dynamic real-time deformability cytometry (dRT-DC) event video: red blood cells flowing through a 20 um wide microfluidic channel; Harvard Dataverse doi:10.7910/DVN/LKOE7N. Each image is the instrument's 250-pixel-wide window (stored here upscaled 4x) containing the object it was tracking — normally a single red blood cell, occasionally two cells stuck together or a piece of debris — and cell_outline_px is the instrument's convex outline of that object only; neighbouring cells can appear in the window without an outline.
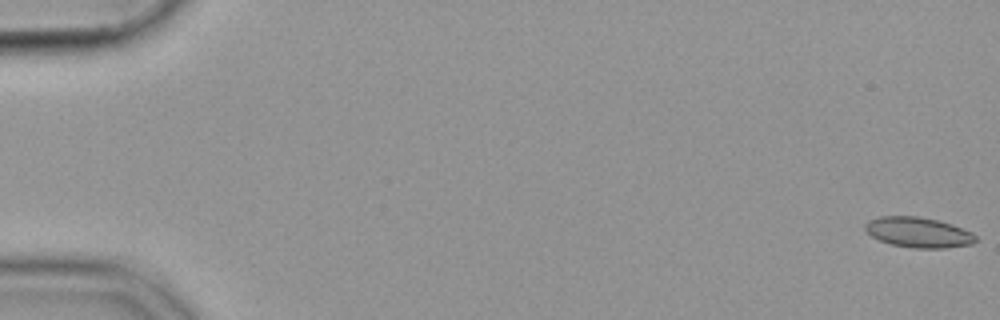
{"species": "common noctule bat (a hibernating species)", "species_latin": "Nyctalus noctula", "temperature_condition": "cold", "stored_images_in_passage": 56, "camera_frame_rate_fps": 3000, "um_per_image_px": 0.085, "animal": {"sex": "female", "body_mass_g": 19.9}, "frame": {"image": 1, "passage_image": 1, "time_ms": 0.0, "image_size_px": [1000, 320], "cell_outline_px": [[976, 240], [972, 244], [944, 248], [912, 248], [888, 244], [872, 236], [864, 228], [864, 224], [868, 220], [880, 216], [920, 216], [940, 220], [952, 224], [972, 232], [976, 236]], "centroid_in_image_um": [78.05, 19.74], "position_along_channel_um": 6.9, "area_um2": 19.71}}
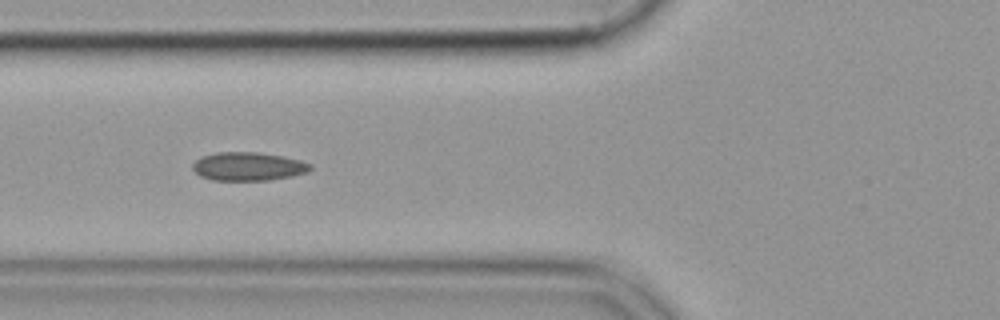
{"frame": {"image": 2, "passage_image": 22, "time_ms": 7.0, "image_size_px": [1000, 320], "cell_outline_px": [[312, 168], [308, 172], [292, 176], [268, 180], [212, 180], [200, 176], [192, 168], [192, 164], [200, 156], [216, 152], [260, 152], [284, 156], [300, 160], [312, 164]], "centroid_in_image_um": [21.1, 14.14], "position_along_channel_um": 104.7, "area_um2": 19.71}}
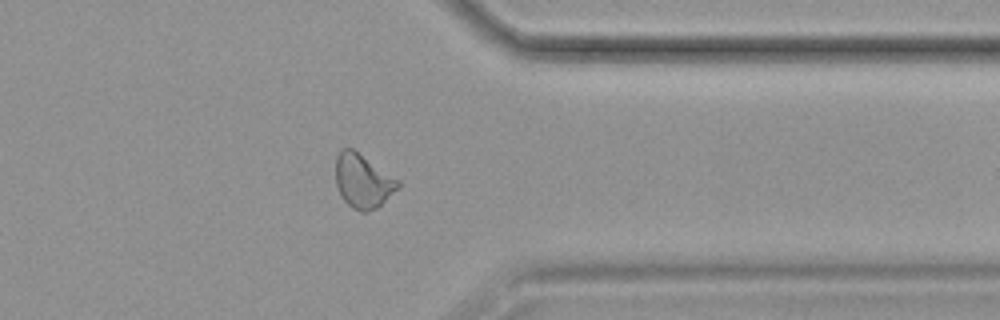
{"frame": {"image": 3, "passage_image": 45, "time_ms": 14.667, "image_size_px": [1000, 320], "cell_outline_px": [[400, 188], [376, 208], [368, 212], [360, 212], [352, 208], [340, 196], [336, 188], [336, 156], [344, 148], [352, 148], [400, 180]], "centroid_in_image_um": [30.85, 15.41], "position_along_channel_um": 380.5, "area_um2": 19.71}}